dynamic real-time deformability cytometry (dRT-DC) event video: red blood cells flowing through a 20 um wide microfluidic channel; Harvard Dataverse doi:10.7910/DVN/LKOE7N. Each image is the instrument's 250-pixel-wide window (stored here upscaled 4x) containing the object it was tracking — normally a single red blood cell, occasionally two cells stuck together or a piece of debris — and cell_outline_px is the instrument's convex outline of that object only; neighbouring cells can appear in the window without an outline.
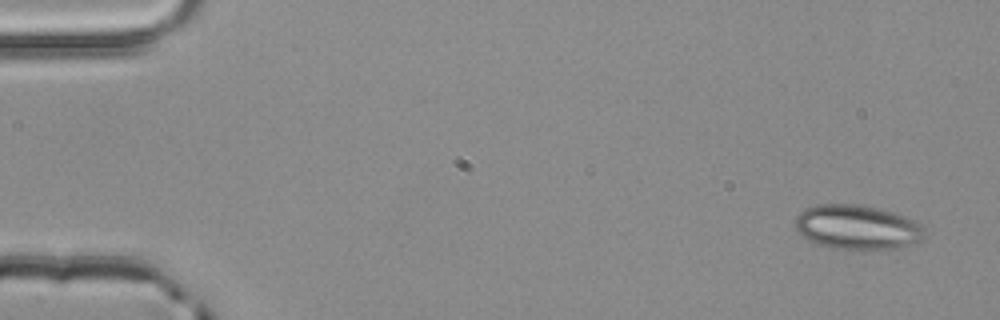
{"species": "common noctule bat (a hibernating species)", "species_latin": "Nyctalus noctula", "temperature_condition": "room temperature", "stored_images_in_passage": 3, "camera_frame_rate_fps": 3000, "um_per_image_px": 0.085, "animal": {"sex": "male", "body_mass_g": 20.4}, "frame": {"image": 1, "passage_image": 1, "time_ms": 0.0, "image_size_px": [1000, 320], "cell_outline_px": [[924, 236], [920, 240], [908, 244], [892, 248], [864, 252], [832, 248], [816, 244], [800, 236], [796, 228], [796, 216], [804, 208], [820, 204], [856, 204], [876, 208], [908, 216], [924, 224]], "centroid_in_image_um": [72.85, 19.34], "position_along_channel_um": 12.1, "area_um2": 34.22}}